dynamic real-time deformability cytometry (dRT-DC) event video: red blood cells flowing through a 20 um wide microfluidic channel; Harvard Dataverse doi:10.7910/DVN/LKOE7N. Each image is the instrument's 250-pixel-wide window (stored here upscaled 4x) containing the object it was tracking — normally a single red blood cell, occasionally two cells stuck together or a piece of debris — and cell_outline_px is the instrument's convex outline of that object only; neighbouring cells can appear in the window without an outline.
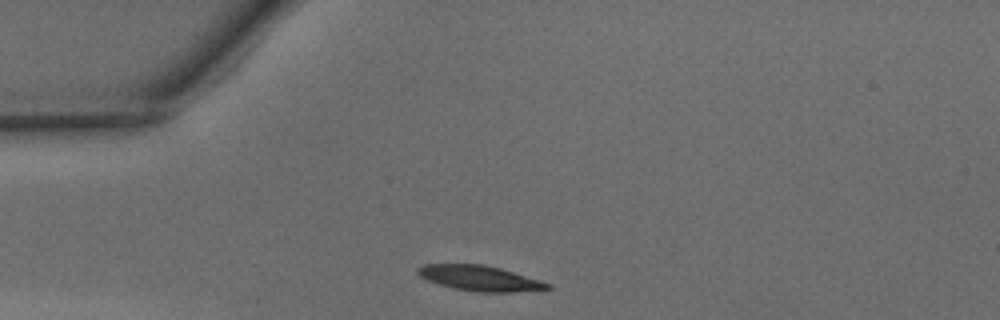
{"species": "common noctule bat (a hibernating species)", "species_latin": "Nyctalus noctula", "temperature_condition": "warm", "stored_images_in_passage": 27, "camera_frame_rate_fps": 3000, "um_per_image_px": 0.085, "animal": {"sex": "male", "body_mass_g": 15.6}, "frame": {"image": 1, "passage_image": 1, "time_ms": 0.0, "image_size_px": [1000, 320], "cell_outline_px": [[552, 288], [544, 292], [476, 292], [456, 288], [440, 284], [428, 280], [420, 276], [416, 272], [416, 268], [424, 264], [484, 264], [500, 268], [552, 284]], "centroid_in_image_um": [40.88, 23.66], "position_along_channel_um": 44.1, "area_um2": 19.36}}
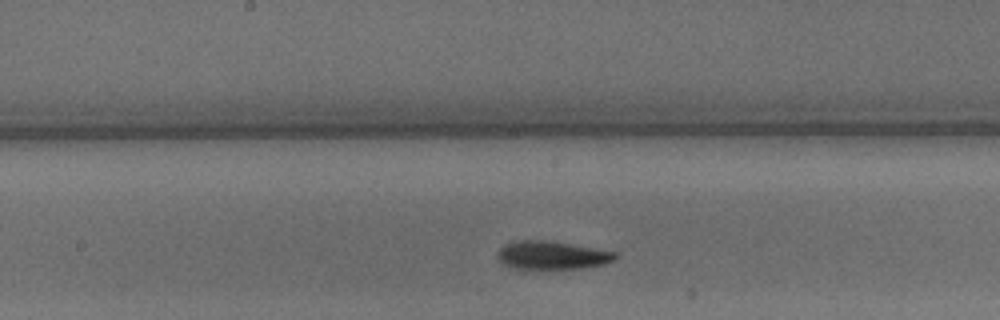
{"frame": {"image": 2, "passage_image": 14, "time_ms": 4.333, "image_size_px": [1000, 320], "cell_outline_px": [[620, 256], [604, 264], [584, 268], [536, 272], [516, 268], [504, 264], [496, 256], [496, 252], [504, 244], [520, 240], [544, 240], [616, 252]], "centroid_in_image_um": [46.87, 21.75], "position_along_channel_um": 201.3, "area_um2": 20.0}}
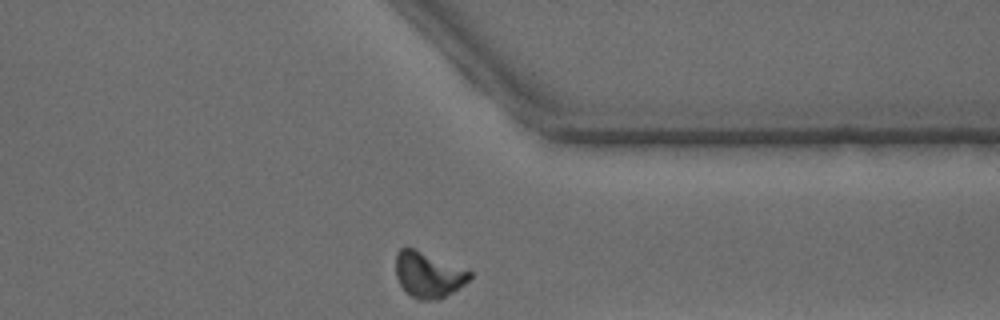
{"frame": {"image": 3, "passage_image": 27, "time_ms": 8.667, "image_size_px": [1000, 320], "cell_outline_px": [[472, 276], [464, 284], [440, 300], [416, 300], [400, 284], [396, 276], [396, 252], [400, 248], [412, 248], [472, 272]], "centroid_in_image_um": [36.39, 23.38], "position_along_channel_um": 375.0, "area_um2": 19.25}, "authors_computed_cell_mechanics": {"area_um2": 19.363, "velocity_mm_per_s": 4.09, "shape_relaxation_time_tau1_ms": 2.8475, "shape_relaxation_time_tau2_ms": null, "deformation_change_tau1": 0.1384, "deformation_change_tau2": null}}